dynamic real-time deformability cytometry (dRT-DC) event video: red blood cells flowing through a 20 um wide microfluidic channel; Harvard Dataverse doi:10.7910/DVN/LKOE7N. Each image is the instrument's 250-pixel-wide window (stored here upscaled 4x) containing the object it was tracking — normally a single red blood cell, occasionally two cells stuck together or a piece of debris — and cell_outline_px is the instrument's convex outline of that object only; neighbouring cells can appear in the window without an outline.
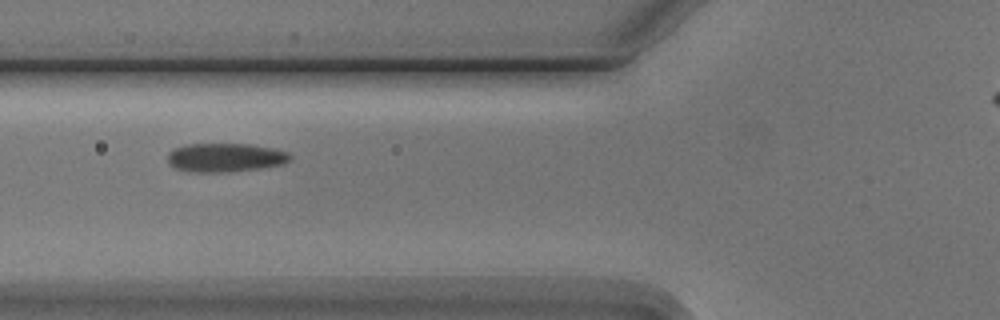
{"species": "Egyptian fruit bat (a non-hibernating species)", "species_latin": "Rousettus aegyptiacus", "temperature_condition": "cold", "stored_images_in_passage": 4, "camera_frame_rate_fps": 3000, "um_per_image_px": 0.085, "animal": {"sex": "male"}, "frame": {"image": 1, "passage_image": 3, "time_ms": 2.333, "image_size_px": [1000, 320], "cell_outline_px": [[292, 160], [284, 164], [260, 168], [232, 172], [196, 172], [172, 168], [168, 164], [168, 152], [176, 148], [188, 144], [248, 144], [272, 148], [288, 152], [292, 156]], "centroid_in_image_um": [19.16, 13.4], "position_along_channel_um": 106.6, "area_um2": 20.69}}
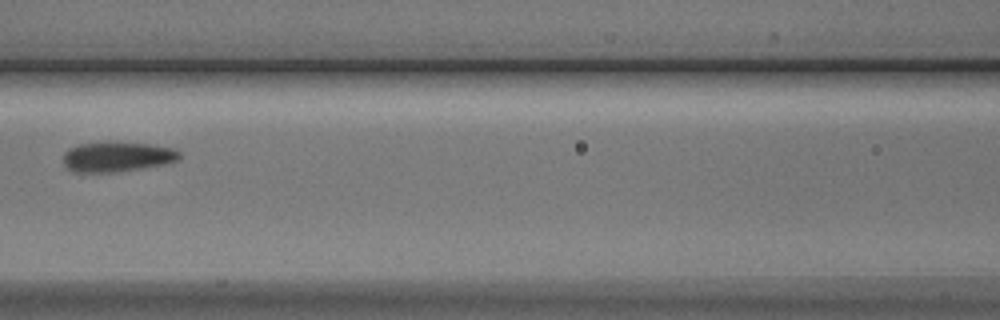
{"frame": {"image": 2, "passage_image": 4, "time_ms": 3.667, "image_size_px": [1000, 320], "cell_outline_px": [[180, 160], [164, 164], [116, 172], [76, 172], [68, 168], [64, 164], [64, 152], [68, 148], [80, 144], [112, 140], [148, 144], [176, 148], [180, 152]], "centroid_in_image_um": [9.97, 13.29], "position_along_channel_um": 156.6, "area_um2": 20.69}}